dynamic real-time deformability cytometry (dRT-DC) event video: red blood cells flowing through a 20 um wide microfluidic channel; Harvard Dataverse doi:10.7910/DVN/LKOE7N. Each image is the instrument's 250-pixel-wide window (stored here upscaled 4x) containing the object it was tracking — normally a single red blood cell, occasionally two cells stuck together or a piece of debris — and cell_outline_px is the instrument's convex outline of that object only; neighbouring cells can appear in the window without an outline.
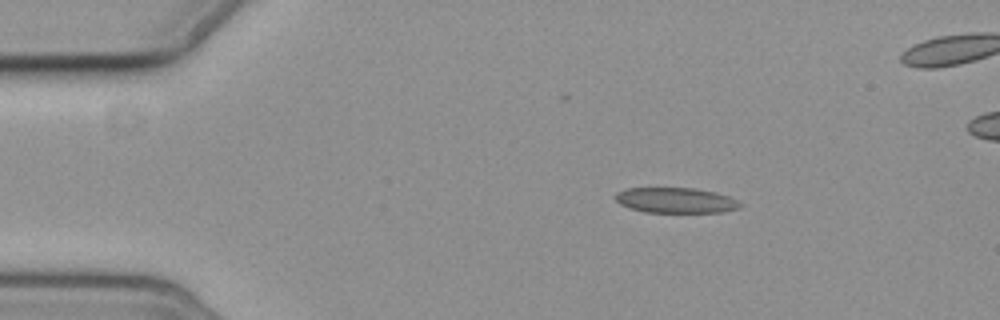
{"species": "common noctule bat (a hibernating species)", "species_latin": "Nyctalus noctula", "temperature_condition": "cold", "stored_images_in_passage": 2, "camera_frame_rate_fps": 3000, "um_per_image_px": 0.085, "animal": {"sex": "female", "body_mass_g": 19.3, "forearm_length_mm": 54.1}, "frame": {"image": 1, "passage_image": 2, "time_ms": 1.333, "image_size_px": [1000, 320], "cell_outline_px": [[744, 204], [736, 208], [720, 212], [644, 212], [620, 204], [612, 196], [616, 192], [628, 188], [692, 188], [716, 192], [740, 200]], "centroid_in_image_um": [57.43, 17.02], "position_along_channel_um": 27.6, "area_um2": 18.44}}